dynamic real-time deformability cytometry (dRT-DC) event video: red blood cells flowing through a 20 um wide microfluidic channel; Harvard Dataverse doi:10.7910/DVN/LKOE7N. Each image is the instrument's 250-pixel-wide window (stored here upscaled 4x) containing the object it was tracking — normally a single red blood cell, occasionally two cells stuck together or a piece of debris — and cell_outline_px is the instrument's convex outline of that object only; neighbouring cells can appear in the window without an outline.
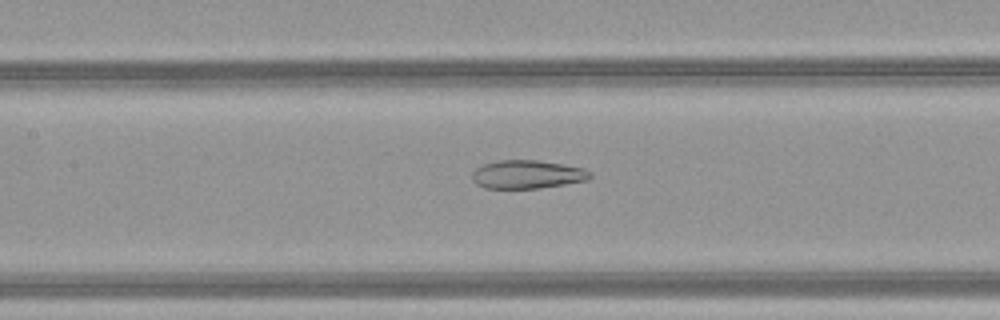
{"species": "common noctule bat (a hibernating species)", "species_latin": "Nyctalus noctula", "temperature_condition": "warm", "stored_images_in_passage": 40, "camera_frame_rate_fps": 3000, "um_per_image_px": 0.085, "animal": {"sex": "female", "body_mass_g": 21.9}, "frame": {"image": 1, "passage_image": 14, "time_ms": 4.333, "image_size_px": [1000, 320], "cell_outline_px": [[592, 176], [588, 180], [540, 188], [484, 188], [476, 184], [472, 180], [472, 172], [476, 168], [484, 164], [496, 160], [536, 160], [564, 164], [584, 168], [592, 172]], "centroid_in_image_um": [44.82, 14.82], "position_along_channel_um": 162.6, "area_um2": 19.65}}
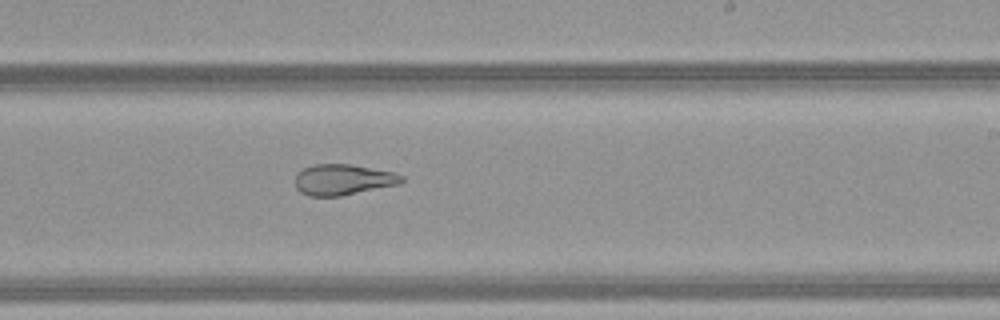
{"frame": {"image": 2, "passage_image": 21, "time_ms": 6.667, "image_size_px": [1000, 320], "cell_outline_px": [[404, 180], [400, 184], [340, 196], [308, 196], [300, 192], [296, 188], [296, 172], [304, 168], [316, 164], [352, 164], [392, 172], [404, 176]], "centroid_in_image_um": [29.15, 15.27], "position_along_channel_um": 259.8, "area_um2": 19.13}}
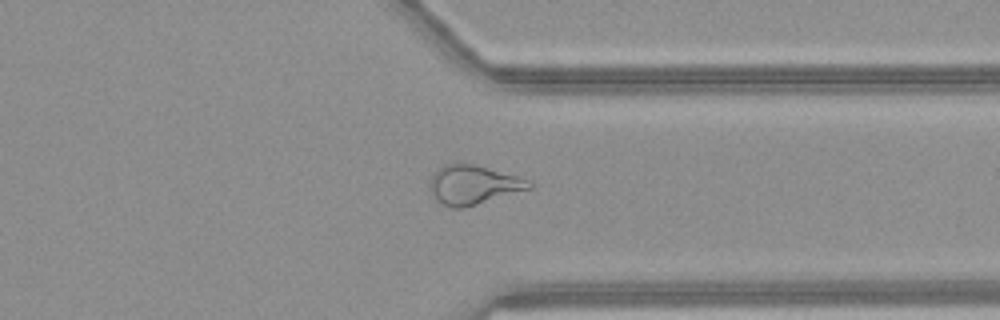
{"frame": {"image": 3, "passage_image": 29, "time_ms": 9.333, "image_size_px": [1000, 320], "cell_outline_px": [[532, 188], [464, 208], [452, 208], [436, 200], [432, 192], [432, 176], [444, 164], [456, 160], [476, 164], [520, 176], [532, 180]], "centroid_in_image_um": [40.29, 15.67], "position_along_channel_um": 371.1, "area_um2": 22.89}, "authors_computed_cell_mechanics": {"area_um2": 24.1315, "velocity_mm_per_s": 4.1788, "shape_relaxation_time_tau1_ms": null, "shape_relaxation_time_tau2_ms": 2.0264, "deformation_change_tau1": null, "deformation_change_tau2": 0.1123}}